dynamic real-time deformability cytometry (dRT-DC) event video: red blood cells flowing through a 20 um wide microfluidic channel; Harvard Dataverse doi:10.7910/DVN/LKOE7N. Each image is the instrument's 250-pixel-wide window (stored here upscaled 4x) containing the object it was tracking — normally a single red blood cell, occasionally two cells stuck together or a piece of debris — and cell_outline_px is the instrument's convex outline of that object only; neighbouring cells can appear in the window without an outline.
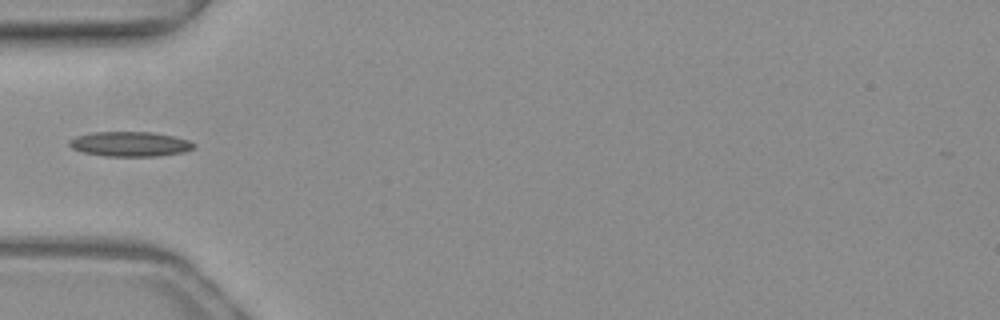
{"species": "common noctule bat (a hibernating species)", "species_latin": "Nyctalus noctula", "temperature_condition": "warm", "stored_images_in_passage": 35, "camera_frame_rate_fps": 3000, "um_per_image_px": 0.085, "animal": {"sex": "female", "body_mass_g": 19.3, "forearm_length_mm": 54.1}, "frame": {"image": 1, "passage_image": 1, "time_ms": 0.0, "image_size_px": [1000, 320], "cell_outline_px": [[196, 148], [184, 152], [160, 156], [104, 156], [84, 152], [72, 148], [68, 144], [68, 140], [76, 136], [92, 132], [152, 132], [172, 136], [188, 140], [196, 144]], "centroid_in_image_um": [11.06, 12.24], "position_along_channel_um": 73.9, "area_um2": 18.09}}
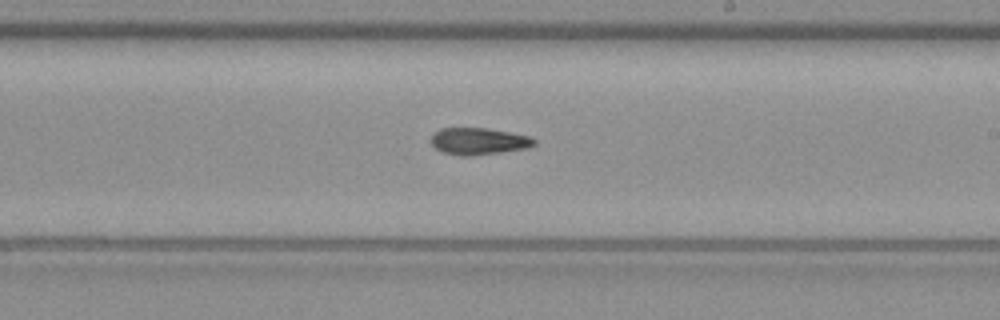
{"frame": {"image": 2, "passage_image": 14, "time_ms": 4.333, "image_size_px": [1000, 320], "cell_outline_px": [[536, 144], [528, 148], [500, 152], [468, 156], [460, 156], [444, 152], [436, 148], [432, 144], [432, 136], [440, 128], [488, 128], [528, 136], [536, 140]], "centroid_in_image_um": [40.7, 12.0], "position_along_channel_um": 248.3, "area_um2": 15.95}}
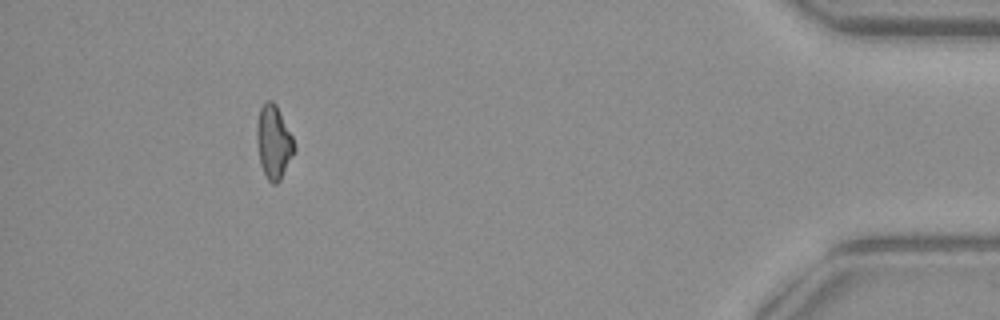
{"frame": {"image": 3, "passage_image": 31, "time_ms": 10.0, "image_size_px": [1000, 320], "cell_outline_px": [[296, 148], [280, 180], [276, 184], [272, 184], [268, 180], [260, 164], [256, 140], [256, 124], [260, 108], [268, 100], [272, 100], [276, 104], [292, 136]], "centroid_in_image_um": [23.24, 12.07], "position_along_channel_um": 412.0, "area_um2": 15.95}}